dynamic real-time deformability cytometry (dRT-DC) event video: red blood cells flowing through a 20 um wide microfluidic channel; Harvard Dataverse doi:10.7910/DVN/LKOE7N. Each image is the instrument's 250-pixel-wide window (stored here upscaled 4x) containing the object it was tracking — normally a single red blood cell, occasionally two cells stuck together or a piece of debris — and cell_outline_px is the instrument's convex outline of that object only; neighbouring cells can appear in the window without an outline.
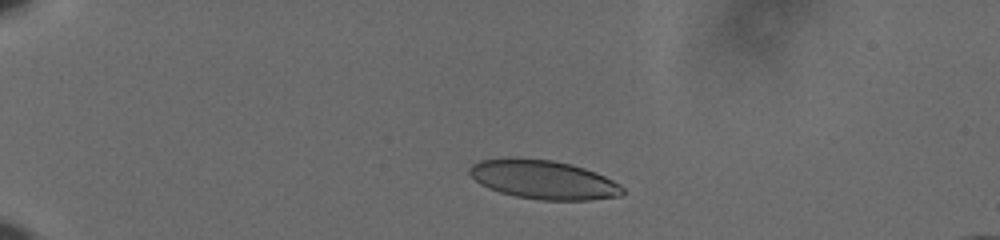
{"species": "human", "species_latin": "Homo sapiens", "temperature_condition": "cold", "stored_images_in_passage": 52, "camera_frame_rate_fps": 3000, "um_per_image_px": 0.085, "donor": {"sex": "male"}, "frame": {"image": 1, "passage_image": 8, "time_ms": 2.333, "image_size_px": [1000, 240], "cell_outline_px": [[624, 192], [620, 196], [588, 200], [540, 200], [516, 196], [500, 192], [488, 188], [480, 184], [468, 172], [468, 168], [472, 164], [480, 160], [508, 156], [512, 156], [552, 160], [572, 164], [596, 172], [620, 184], [624, 188]], "centroid_in_image_um": [46.16, 15.25], "position_along_channel_um": 38.8, "area_um2": 35.08}}
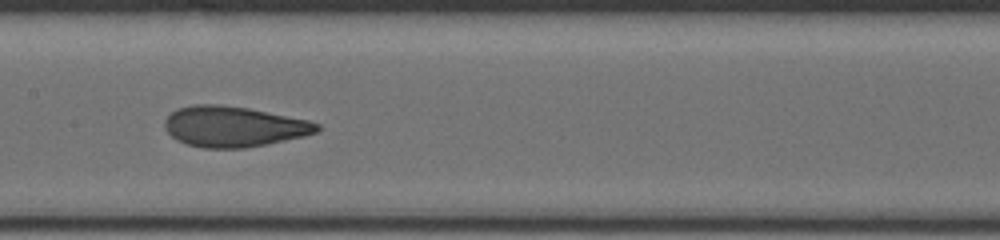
{"frame": {"image": 2, "passage_image": 26, "time_ms": 8.333, "image_size_px": [1000, 240], "cell_outline_px": [[320, 128], [316, 132], [304, 136], [244, 148], [204, 148], [188, 144], [176, 140], [164, 128], [164, 120], [176, 108], [192, 104], [216, 104], [248, 108], [308, 120], [320, 124]], "centroid_in_image_um": [19.82, 10.75], "position_along_channel_um": 187.6, "area_um2": 35.84}}
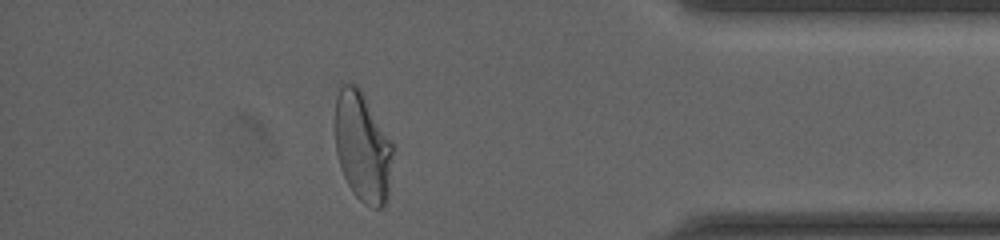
{"frame": {"image": 3, "passage_image": 46, "time_ms": 15.0, "image_size_px": [1000, 240], "cell_outline_px": [[392, 152], [388, 196], [384, 204], [380, 208], [372, 208], [364, 204], [352, 192], [340, 168], [336, 152], [336, 96], [340, 88], [344, 84], [356, 84], [360, 88], [392, 144]], "centroid_in_image_um": [30.8, 12.52], "position_along_channel_um": 404.4, "area_um2": 36.36}, "authors_computed_cell_mechanics": {"area_um2": 35.6337, "velocity_mm_per_s": 3.6371, "shape_relaxation_time_tau1_ms": 7.8717, "shape_relaxation_time_tau2_ms": 1.0161, "deformation_change_tau1": 0.209, "deformation_change_tau2": 0.0712}}